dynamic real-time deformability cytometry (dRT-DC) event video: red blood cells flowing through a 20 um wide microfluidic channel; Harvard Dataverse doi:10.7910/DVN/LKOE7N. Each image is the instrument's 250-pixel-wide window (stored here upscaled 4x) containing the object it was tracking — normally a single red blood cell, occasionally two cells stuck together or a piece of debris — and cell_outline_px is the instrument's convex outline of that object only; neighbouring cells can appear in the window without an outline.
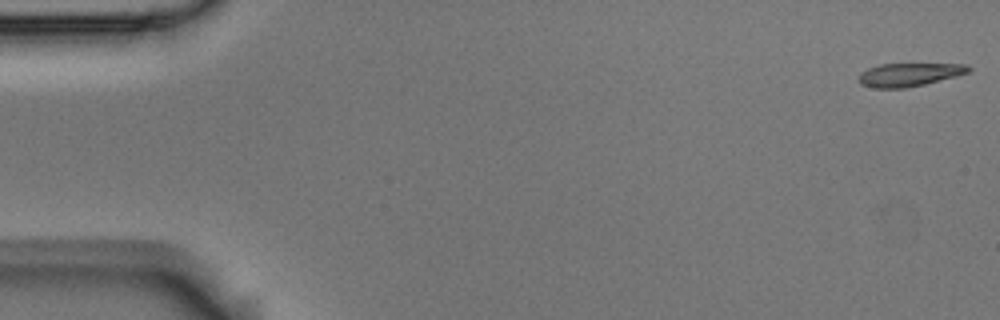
{"species": "Egyptian fruit bat (a non-hibernating species)", "species_latin": "Rousettus aegyptiacus", "temperature_condition": "room temperature", "stored_images_in_passage": 54, "camera_frame_rate_fps": 3000, "um_per_image_px": 0.085, "animal": {"sex": "male"}, "frame": {"image": 1, "passage_image": 1, "time_ms": 0.0, "image_size_px": [1000, 320], "cell_outline_px": [[972, 68], [968, 72], [956, 76], [924, 84], [904, 88], [876, 88], [860, 84], [856, 80], [860, 72], [868, 68], [880, 64], [968, 64]], "centroid_in_image_um": [77.24, 6.34], "position_along_channel_um": 7.8, "area_um2": 14.91}}
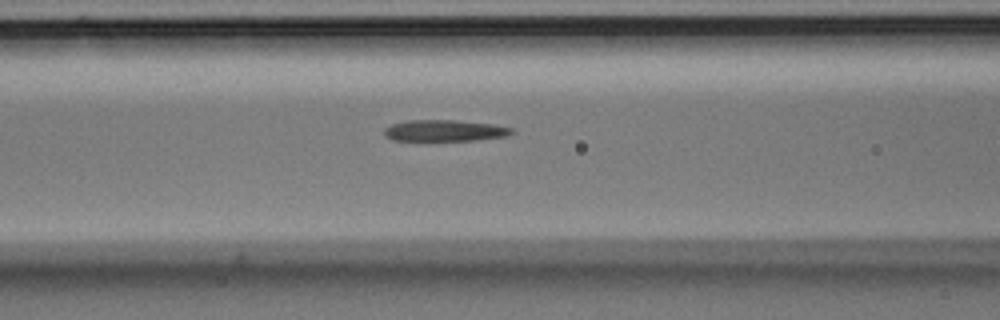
{"frame": {"image": 2, "passage_image": 22, "time_ms": 7.0, "image_size_px": [1000, 320], "cell_outline_px": [[516, 132], [504, 136], [476, 140], [392, 140], [384, 132], [384, 128], [392, 124], [408, 120], [456, 120], [496, 124], [512, 128]], "centroid_in_image_um": [37.84, 11.09], "position_along_channel_um": 128.8, "area_um2": 15.78}}
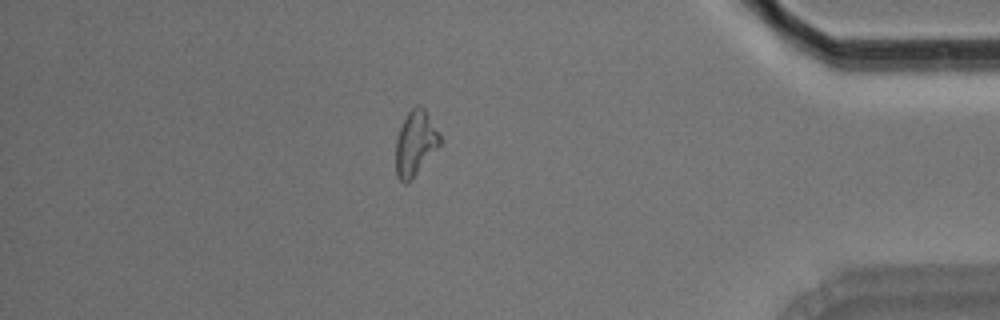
{"frame": {"image": 3, "passage_image": 47, "time_ms": 15.333, "image_size_px": [1000, 320], "cell_outline_px": [[440, 144], [412, 180], [408, 184], [404, 184], [396, 176], [396, 140], [400, 128], [408, 112], [416, 104], [420, 104], [424, 108], [440, 136]], "centroid_in_image_um": [35.28, 12.2], "position_along_channel_um": 399.9, "area_um2": 16.53}, "authors_computed_cell_mechanics": {"area_um2": 16.5308, "velocity_mm_per_s": 3.6995, "shape_relaxation_time_tau1_ms": null, "shape_relaxation_time_tau2_ms": 4.8705, "deformation_change_tau1": null, "deformation_change_tau2": 0.168}}